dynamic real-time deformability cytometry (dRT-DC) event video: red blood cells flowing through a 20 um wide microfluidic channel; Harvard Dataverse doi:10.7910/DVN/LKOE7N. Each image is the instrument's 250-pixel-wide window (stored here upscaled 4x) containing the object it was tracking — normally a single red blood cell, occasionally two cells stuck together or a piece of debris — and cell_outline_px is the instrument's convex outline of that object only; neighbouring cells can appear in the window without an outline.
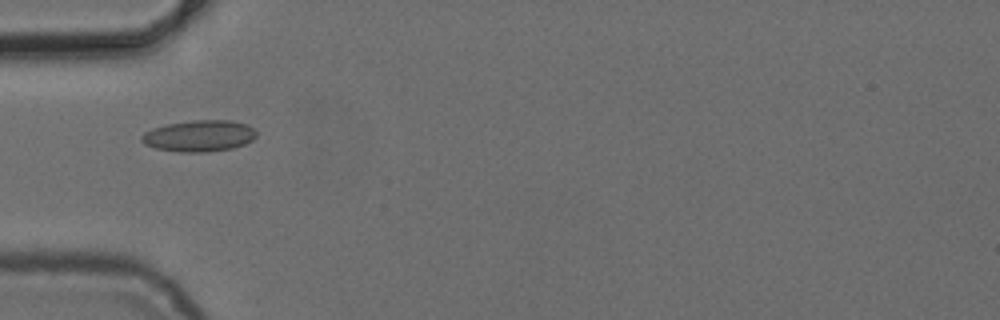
{"species": "common noctule bat (a hibernating species)", "species_latin": "Nyctalus noctula", "temperature_condition": "cold", "stored_images_in_passage": 3, "camera_frame_rate_fps": 3000, "um_per_image_px": 0.085, "animal": {"sex": "female", "body_mass_g": 24.6, "forearm_length_mm": 56.2}, "frame": {"image": 1, "passage_image": 1, "time_ms": 0.0, "image_size_px": [1000, 320], "cell_outline_px": [[256, 136], [252, 140], [244, 144], [232, 148], [208, 152], [180, 152], [156, 148], [144, 144], [140, 140], [140, 136], [144, 132], [152, 128], [168, 124], [192, 120], [232, 120], [248, 124], [256, 132]], "centroid_in_image_um": [16.92, 11.54], "position_along_channel_um": 68.1, "area_um2": 21.1}}
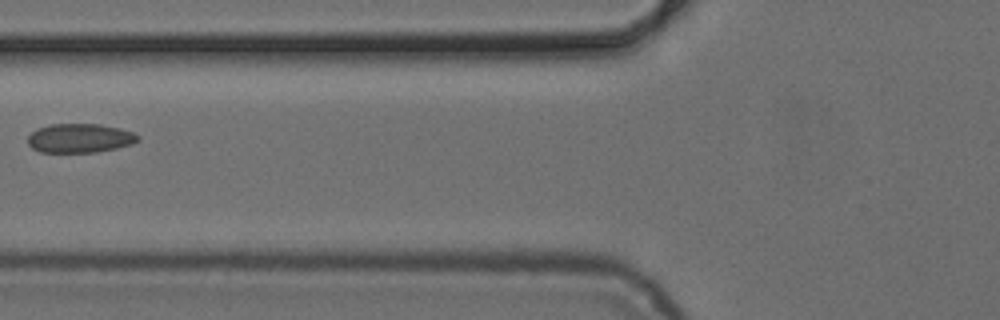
{"frame": {"image": 2, "passage_image": 2, "time_ms": 1.333, "image_size_px": [1000, 320], "cell_outline_px": [[140, 140], [132, 144], [116, 148], [96, 152], [40, 152], [32, 148], [28, 144], [28, 136], [36, 128], [48, 124], [100, 124], [120, 128], [132, 132], [140, 136]], "centroid_in_image_um": [6.78, 11.74], "position_along_channel_um": 119.0, "area_um2": 18.79}}
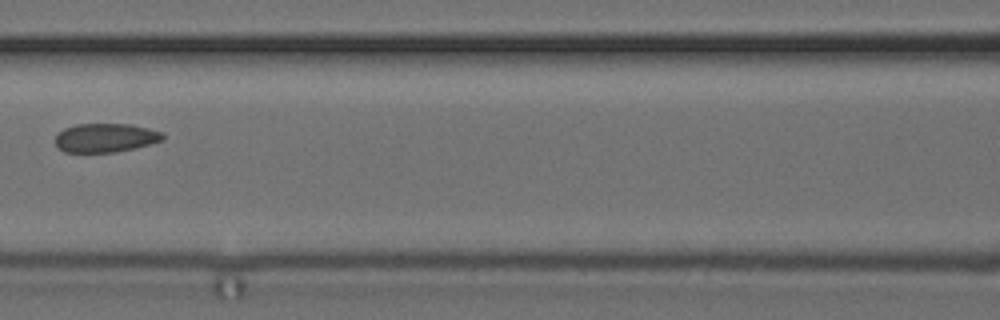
{"frame": {"image": 3, "passage_image": 3, "time_ms": 2.333, "image_size_px": [1000, 320], "cell_outline_px": [[164, 140], [116, 152], [64, 152], [56, 144], [56, 136], [64, 128], [76, 124], [132, 124], [148, 128], [160, 132], [164, 136]], "centroid_in_image_um": [8.96, 11.7], "position_along_channel_um": 157.6, "area_um2": 17.86}}